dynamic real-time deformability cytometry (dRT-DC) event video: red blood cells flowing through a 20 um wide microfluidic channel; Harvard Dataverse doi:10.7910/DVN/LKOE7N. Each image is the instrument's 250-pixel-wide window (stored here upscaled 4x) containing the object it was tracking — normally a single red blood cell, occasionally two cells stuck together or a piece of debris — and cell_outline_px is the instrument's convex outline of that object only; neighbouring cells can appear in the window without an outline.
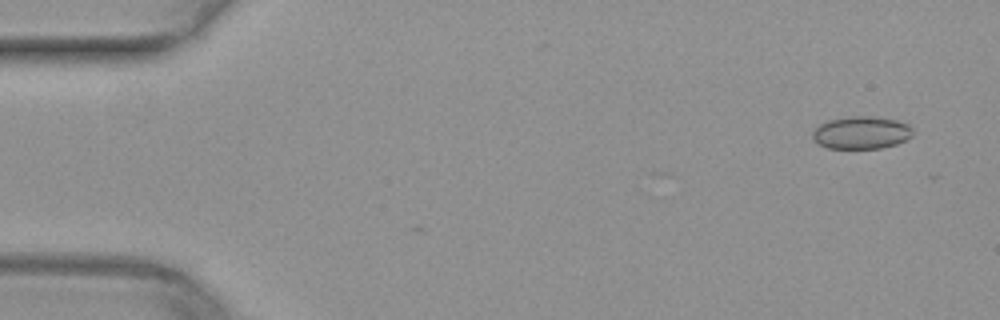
{"species": "common noctule bat (a hibernating species)", "species_latin": "Nyctalus noctula", "temperature_condition": "warm", "stored_images_in_passage": 3, "camera_frame_rate_fps": 3000, "um_per_image_px": 0.085, "animal": {"sex": "female", "body_mass_g": 29.2, "forearm_length_mm": 56.3}, "frame": {"image": 1, "passage_image": 1, "time_ms": 0.0, "image_size_px": [1000, 320], "cell_outline_px": [[912, 136], [896, 144], [880, 148], [828, 148], [816, 144], [812, 140], [812, 132], [820, 124], [828, 120], [852, 116], [872, 116], [896, 120], [908, 124], [912, 128]], "centroid_in_image_um": [73.18, 11.27], "position_along_channel_um": 11.8, "area_um2": 19.07}}